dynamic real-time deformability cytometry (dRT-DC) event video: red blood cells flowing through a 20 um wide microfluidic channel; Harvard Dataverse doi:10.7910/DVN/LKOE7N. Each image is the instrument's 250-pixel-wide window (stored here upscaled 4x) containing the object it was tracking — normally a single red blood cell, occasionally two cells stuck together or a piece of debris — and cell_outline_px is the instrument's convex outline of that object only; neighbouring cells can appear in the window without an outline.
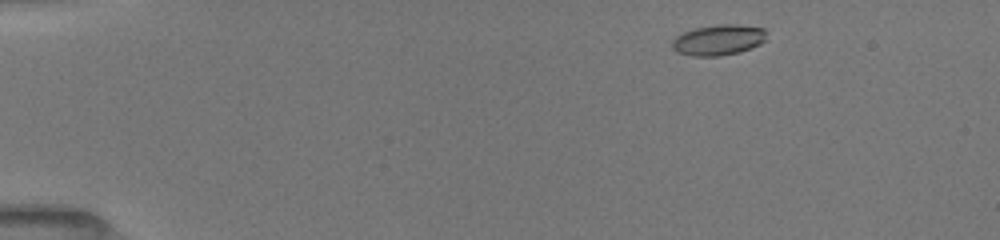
{"species": "common noctule bat (a hibernating species)", "species_latin": "Nyctalus noctula", "temperature_condition": "room temperature", "stored_images_in_passage": 42, "camera_frame_rate_fps": 3000, "um_per_image_px": 0.085, "animal": {"sex": "female", "body_mass_g": 19.5, "forearm_length_mm": 54.1}, "frame": {"image": 1, "passage_image": 1, "time_ms": 0.0, "image_size_px": [1000, 240], "cell_outline_px": [[768, 40], [752, 48], [740, 52], [720, 56], [692, 56], [676, 52], [672, 48], [672, 40], [676, 36], [684, 32], [696, 28], [716, 24], [736, 24], [764, 28]], "centroid_in_image_um": [61.09, 3.4], "position_along_channel_um": 23.9, "area_um2": 17.11}}
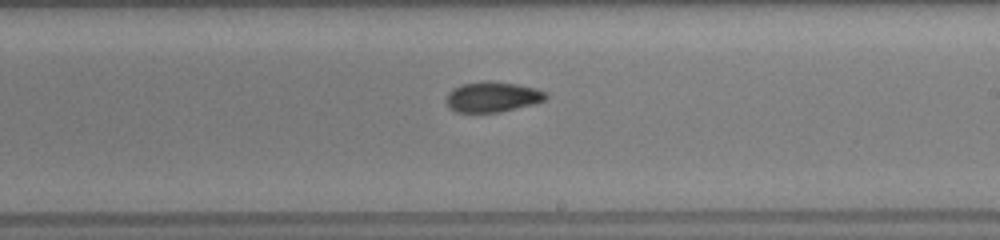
{"frame": {"image": 2, "passage_image": 24, "time_ms": 8.0, "image_size_px": [1000, 240], "cell_outline_px": [[548, 96], [544, 100], [532, 104], [500, 112], [456, 112], [448, 108], [444, 100], [448, 92], [452, 88], [460, 84], [488, 80], [516, 84], [536, 88], [544, 92]], "centroid_in_image_um": [41.78, 8.23], "position_along_channel_um": 247.2, "area_um2": 17.74}}
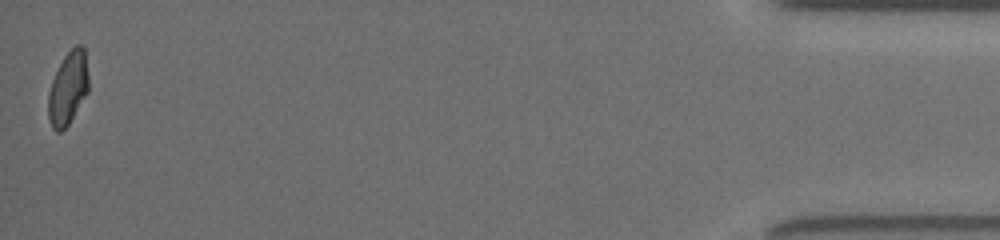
{"frame": {"image": 3, "passage_image": 42, "time_ms": 14.667, "image_size_px": [1000, 240], "cell_outline_px": [[88, 92], [68, 124], [60, 132], [56, 132], [52, 128], [48, 116], [48, 92], [52, 80], [64, 56], [76, 44], [80, 44], [84, 48], [88, 76]], "centroid_in_image_um": [5.77, 7.5], "position_along_channel_um": 429.4, "area_um2": 16.99}, "authors_computed_cell_mechanics": {"area_um2": 17.3689, "velocity_mm_per_s": 4.0002, "shape_relaxation_time_tau1_ms": 5.4786, "shape_relaxation_time_tau2_ms": 2.2569, "deformation_change_tau1": 0.1703, "deformation_change_tau2": 0.0718}}